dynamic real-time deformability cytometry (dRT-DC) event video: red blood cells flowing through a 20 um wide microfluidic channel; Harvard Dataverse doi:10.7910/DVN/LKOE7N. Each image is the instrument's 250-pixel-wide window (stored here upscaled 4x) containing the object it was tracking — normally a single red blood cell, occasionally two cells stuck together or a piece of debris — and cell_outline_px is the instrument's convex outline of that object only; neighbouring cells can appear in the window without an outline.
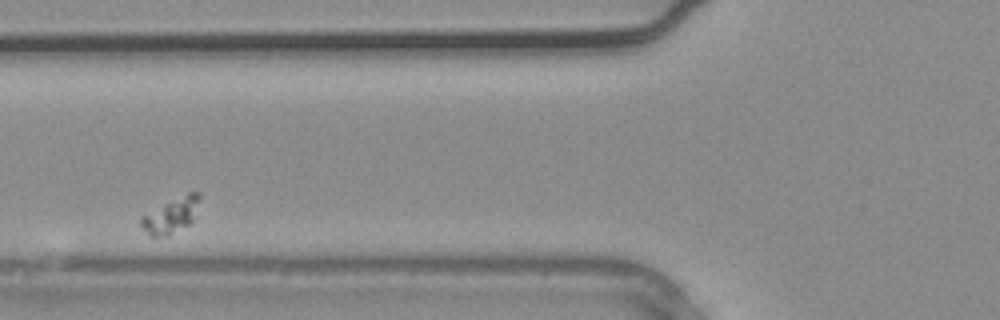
{"species": "common noctule bat (a hibernating species)", "species_latin": "Nyctalus noctula", "temperature_condition": "warm", "stored_images_in_passage": 24, "camera_frame_rate_fps": 3000, "um_per_image_px": 0.085, "animal": {"sex": "male", "body_mass_g": 20.4}, "frame": {"image": 1, "passage_image": 4, "time_ms": 1.0, "image_size_px": [1000, 320], "cell_outline_px": [[200, 196], [192, 220], [188, 224], [168, 236], [152, 236], [140, 224], [140, 216], [188, 192], [200, 192]], "centroid_in_image_um": [14.53, 18.31], "position_along_channel_um": 111.3, "area_um2": 11.5}}